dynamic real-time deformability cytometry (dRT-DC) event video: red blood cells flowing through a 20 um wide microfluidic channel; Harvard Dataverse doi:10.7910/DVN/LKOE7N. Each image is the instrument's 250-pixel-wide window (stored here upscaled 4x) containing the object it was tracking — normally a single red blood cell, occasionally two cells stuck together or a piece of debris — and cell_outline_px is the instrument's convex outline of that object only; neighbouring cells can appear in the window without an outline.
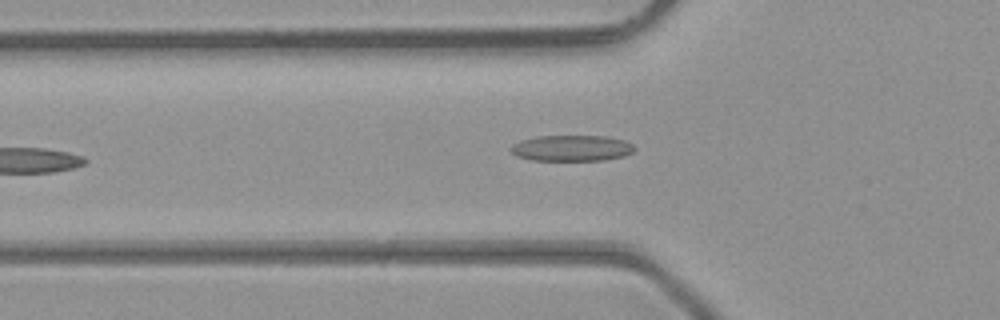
{"species": "common noctule bat (a hibernating species)", "species_latin": "Nyctalus noctula", "temperature_condition": "room temperature", "stored_images_in_passage": 4, "camera_frame_rate_fps": 3000, "um_per_image_px": 0.085, "animal": {"sex": "male", "body_mass_g": 23.1, "forearm_length_mm": 52.7}, "frame": {"image": 1, "passage_image": 4, "time_ms": 1.0, "image_size_px": [1000, 320], "cell_outline_px": [[636, 148], [632, 152], [624, 156], [604, 160], [532, 160], [516, 156], [508, 148], [512, 144], [520, 140], [536, 136], [604, 136], [624, 140], [632, 144]], "centroid_in_image_um": [48.56, 12.59], "position_along_channel_um": 77.2, "area_um2": 18.79}}